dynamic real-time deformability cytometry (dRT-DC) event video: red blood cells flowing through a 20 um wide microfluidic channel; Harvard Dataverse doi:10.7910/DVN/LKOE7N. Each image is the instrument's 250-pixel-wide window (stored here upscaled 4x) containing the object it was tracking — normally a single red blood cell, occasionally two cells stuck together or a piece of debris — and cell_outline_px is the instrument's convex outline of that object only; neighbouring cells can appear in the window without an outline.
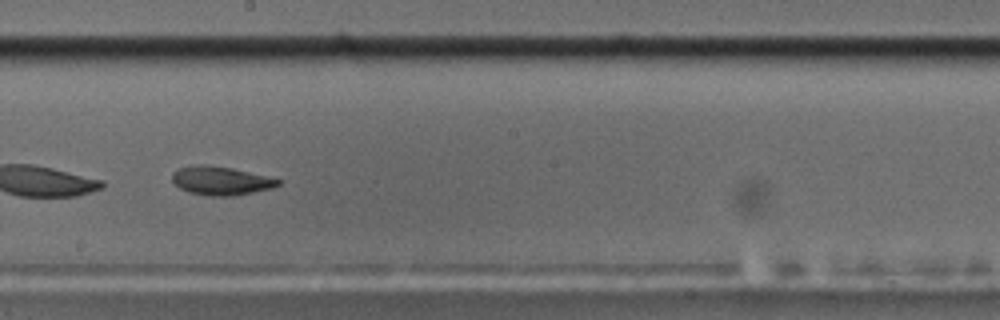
{"species": "common noctule bat (a hibernating species)", "species_latin": "Nyctalus noctula", "temperature_condition": "cold", "stored_images_in_passage": 54, "camera_frame_rate_fps": 3000, "um_per_image_px": 0.085, "animal": {"sex": "male", "body_mass_g": 17.5, "forearm_length_mm": 52.3}, "frame": {"image": 1, "passage_image": 31, "time_ms": 10.0, "image_size_px": [1000, 320], "cell_outline_px": [[280, 184], [272, 188], [232, 196], [208, 196], [188, 192], [180, 188], [172, 180], [172, 172], [180, 168], [200, 164], [204, 164], [232, 168], [280, 180]], "centroid_in_image_um": [18.73, 15.37], "position_along_channel_um": 229.5, "area_um2": 17.4}, "authors_computed_cell_mechanics": {"area_um2": 24.854, "velocity_mm_per_s": 3.5931, "shape_relaxation_time_tau1_ms": null, "shape_relaxation_time_tau2_ms": 6.3455, "deformation_change_tau1": null, "deformation_change_tau2": 0.0805}}